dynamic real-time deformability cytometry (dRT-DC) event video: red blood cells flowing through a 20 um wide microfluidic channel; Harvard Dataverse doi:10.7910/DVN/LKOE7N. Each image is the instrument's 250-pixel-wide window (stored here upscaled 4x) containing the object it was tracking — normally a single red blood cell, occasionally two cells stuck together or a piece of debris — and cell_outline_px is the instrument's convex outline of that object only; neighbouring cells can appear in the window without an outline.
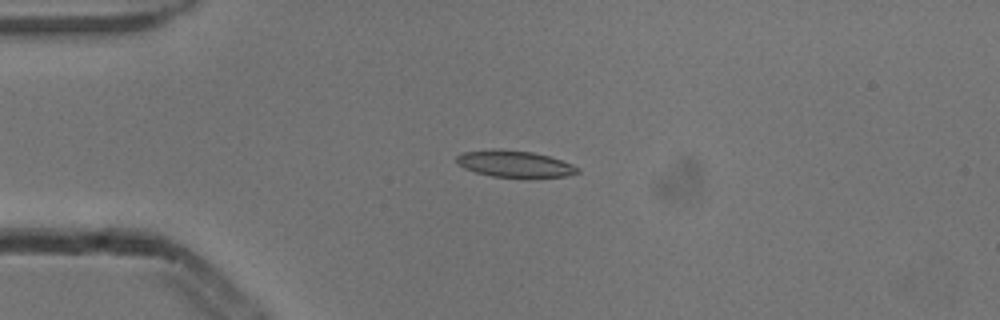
{"species": "common noctule bat (a hibernating species)", "species_latin": "Nyctalus noctula", "temperature_condition": "cold", "stored_images_in_passage": 2, "camera_frame_rate_fps": 3000, "um_per_image_px": 0.085, "animal": {"sex": "male", "body_mass_g": 13.3}, "frame": {"image": 1, "passage_image": 1, "time_ms": 0.0, "image_size_px": [1000, 320], "cell_outline_px": [[580, 172], [568, 176], [492, 176], [476, 172], [464, 168], [456, 160], [456, 156], [464, 152], [492, 148], [532, 152], [548, 156], [572, 164], [580, 168]], "centroid_in_image_um": [43.73, 13.9], "position_along_channel_um": 41.3, "area_um2": 18.32}}